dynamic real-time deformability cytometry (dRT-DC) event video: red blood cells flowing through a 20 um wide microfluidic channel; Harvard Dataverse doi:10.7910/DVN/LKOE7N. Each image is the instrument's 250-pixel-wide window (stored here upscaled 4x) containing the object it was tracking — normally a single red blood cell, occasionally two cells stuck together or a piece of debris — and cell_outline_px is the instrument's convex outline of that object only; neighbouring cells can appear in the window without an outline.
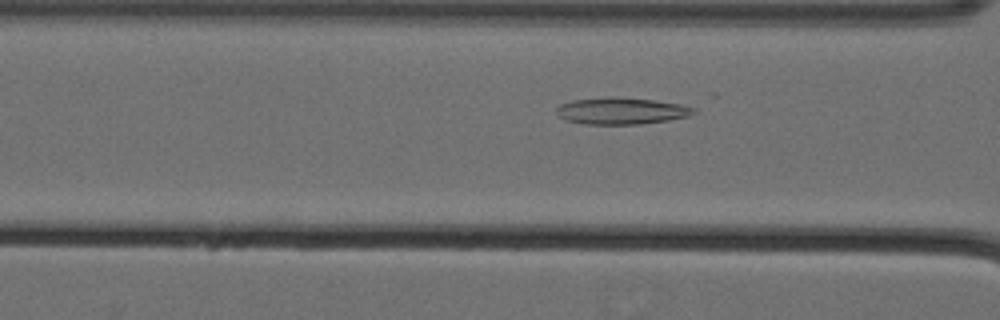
{"species": "Egyptian fruit bat (a non-hibernating species)", "species_latin": "Rousettus aegyptiacus", "temperature_condition": "cold", "stored_images_in_passage": 58, "camera_frame_rate_fps": 3000, "um_per_image_px": 0.085, "animal": {"sex": "female"}, "frame": {"image": 1, "passage_image": 25, "time_ms": 8.0, "image_size_px": [1000, 320], "cell_outline_px": [[696, 112], [688, 116], [668, 120], [640, 124], [584, 124], [564, 120], [556, 112], [556, 108], [560, 104], [572, 100], [612, 96], [616, 96], [652, 100], [680, 104], [696, 108]], "centroid_in_image_um": [52.79, 9.42], "position_along_channel_um": 113.8, "area_um2": 21.44}}
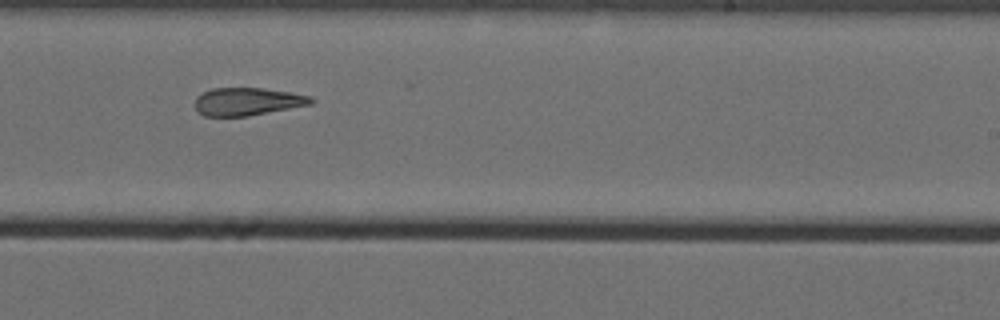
{"frame": {"image": 2, "passage_image": 38, "time_ms": 12.333, "image_size_px": [1000, 320], "cell_outline_px": [[316, 100], [312, 104], [248, 116], [204, 116], [196, 108], [196, 96], [212, 88], [264, 88], [312, 96]], "centroid_in_image_um": [21.06, 8.63], "position_along_channel_um": 267.9, "area_um2": 18.73}}
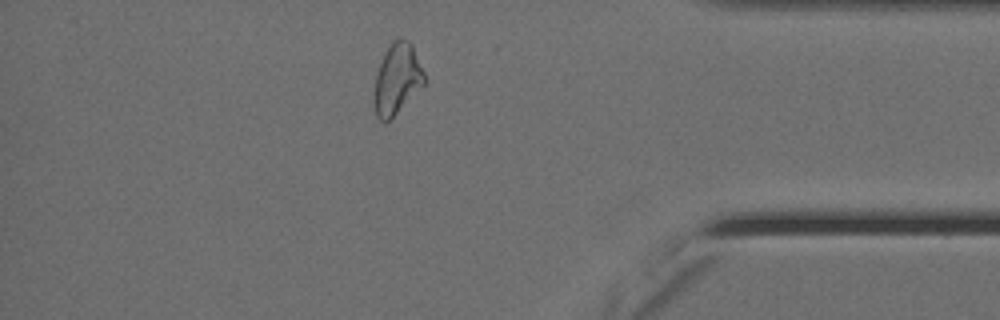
{"frame": {"image": 3, "passage_image": 51, "time_ms": 16.667, "image_size_px": [1000, 320], "cell_outline_px": [[428, 80], [384, 124], [376, 116], [372, 104], [372, 96], [376, 72], [392, 40], [400, 36], [408, 40], [412, 44]], "centroid_in_image_um": [33.73, 6.7], "position_along_channel_um": 401.5, "area_um2": 20.87}, "authors_computed_cell_mechanics": {"area_um2": 22.253, "velocity_mm_per_s": 3.5655, "shape_relaxation_time_tau1_ms": null, "shape_relaxation_time_tau2_ms": 3.3659, "deformation_change_tau1": null, "deformation_change_tau2": 0.1179}}